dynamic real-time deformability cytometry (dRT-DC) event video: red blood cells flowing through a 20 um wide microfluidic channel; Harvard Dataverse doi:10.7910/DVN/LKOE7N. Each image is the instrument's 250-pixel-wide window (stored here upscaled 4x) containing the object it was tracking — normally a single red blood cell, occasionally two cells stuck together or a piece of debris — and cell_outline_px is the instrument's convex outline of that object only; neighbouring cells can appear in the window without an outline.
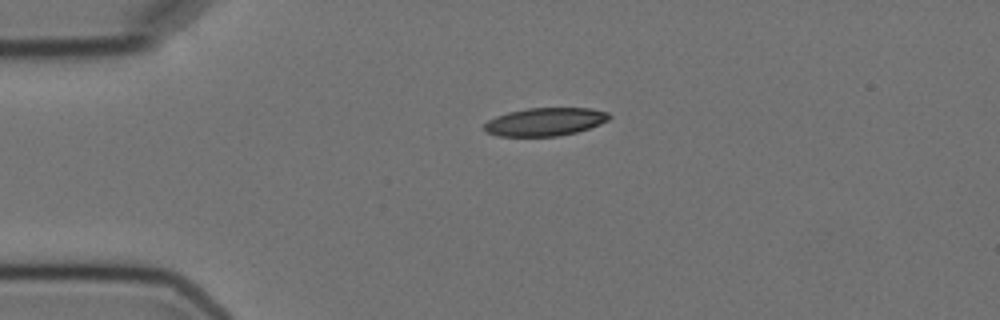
{"species": "Egyptian fruit bat (a non-hibernating species)", "species_latin": "Rousettus aegyptiacus", "temperature_condition": "cold", "stored_images_in_passage": 2, "camera_frame_rate_fps": 3000, "um_per_image_px": 0.085, "animal": {"sex": "female"}, "frame": {"image": 1, "passage_image": 1, "time_ms": 0.0, "image_size_px": [1000, 320], "cell_outline_px": [[612, 116], [608, 120], [600, 124], [576, 132], [556, 136], [500, 136], [484, 132], [484, 124], [488, 120], [496, 116], [508, 112], [528, 108], [592, 108], [608, 112]], "centroid_in_image_um": [46.33, 10.34], "position_along_channel_um": 38.7, "area_um2": 20.46}}